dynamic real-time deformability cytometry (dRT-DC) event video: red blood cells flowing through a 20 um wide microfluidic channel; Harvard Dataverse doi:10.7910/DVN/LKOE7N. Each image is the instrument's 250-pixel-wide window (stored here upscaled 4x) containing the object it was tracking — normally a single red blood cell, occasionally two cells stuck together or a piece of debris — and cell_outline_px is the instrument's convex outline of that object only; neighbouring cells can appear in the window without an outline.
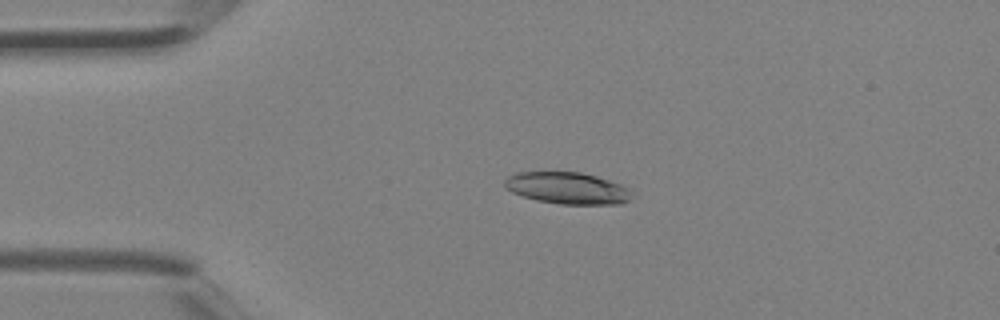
{"species": "Egyptian fruit bat (a non-hibernating species)", "species_latin": "Rousettus aegyptiacus", "temperature_condition": "room temperature", "stored_images_in_passage": 3, "camera_frame_rate_fps": 3000, "um_per_image_px": 0.085, "animal": {"sex": "female"}, "frame": {"image": 1, "passage_image": 2, "time_ms": 0.333, "image_size_px": [1000, 320], "cell_outline_px": [[632, 192], [628, 200], [620, 204], [560, 204], [536, 200], [512, 192], [504, 188], [504, 180], [508, 176], [516, 172], [580, 172], [596, 176], [620, 184], [628, 188]], "centroid_in_image_um": [48.19, 15.99], "position_along_channel_um": 36.8, "area_um2": 23.47}}
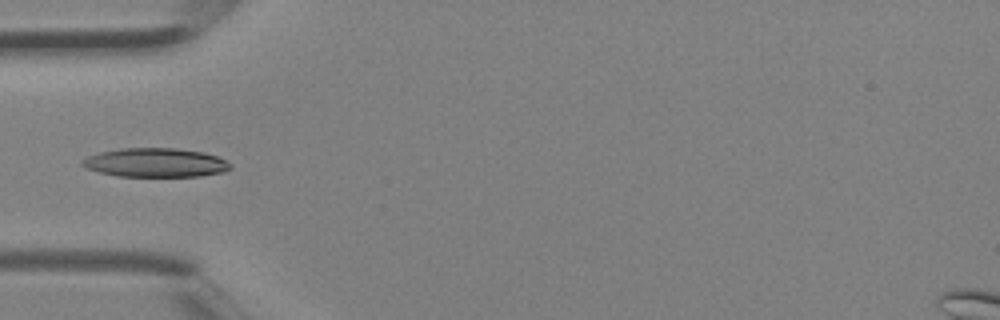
{"frame": {"image": 2, "passage_image": 3, "time_ms": 0.667, "image_size_px": [1000, 320], "cell_outline_px": [[232, 168], [224, 172], [200, 176], [116, 176], [84, 168], [80, 164], [88, 156], [100, 152], [120, 148], [176, 148], [204, 152], [216, 156], [232, 164]], "centroid_in_image_um": [13.22, 13.82], "position_along_channel_um": 71.8, "area_um2": 25.03}}